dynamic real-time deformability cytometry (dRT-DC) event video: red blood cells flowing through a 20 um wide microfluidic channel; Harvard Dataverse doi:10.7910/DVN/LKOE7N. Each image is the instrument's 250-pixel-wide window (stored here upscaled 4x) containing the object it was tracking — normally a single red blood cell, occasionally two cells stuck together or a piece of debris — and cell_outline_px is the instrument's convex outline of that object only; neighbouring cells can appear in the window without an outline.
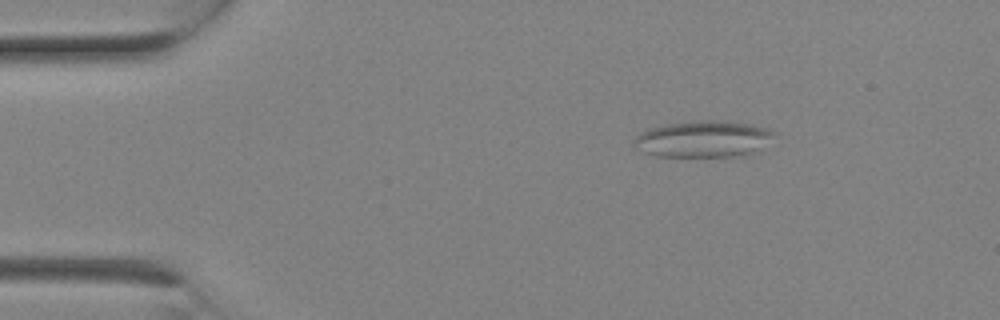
{"species": "Egyptian fruit bat (a non-hibernating species)", "species_latin": "Rousettus aegyptiacus", "temperature_condition": "room temperature", "stored_images_in_passage": 2, "camera_frame_rate_fps": 3000, "um_per_image_px": 0.085, "animal": {"sex": "female"}, "frame": {"image": 1, "passage_image": 1, "time_ms": 0.0, "image_size_px": [1000, 320], "cell_outline_px": [[776, 132], [772, 136], [748, 156], [656, 156], [644, 152], [636, 148], [632, 144], [632, 140], [640, 132], [648, 128], [664, 124], [700, 120], [708, 120], [752, 124], [768, 128]], "centroid_in_image_um": [59.7, 11.81], "position_along_channel_um": 25.3, "area_um2": 29.65}}